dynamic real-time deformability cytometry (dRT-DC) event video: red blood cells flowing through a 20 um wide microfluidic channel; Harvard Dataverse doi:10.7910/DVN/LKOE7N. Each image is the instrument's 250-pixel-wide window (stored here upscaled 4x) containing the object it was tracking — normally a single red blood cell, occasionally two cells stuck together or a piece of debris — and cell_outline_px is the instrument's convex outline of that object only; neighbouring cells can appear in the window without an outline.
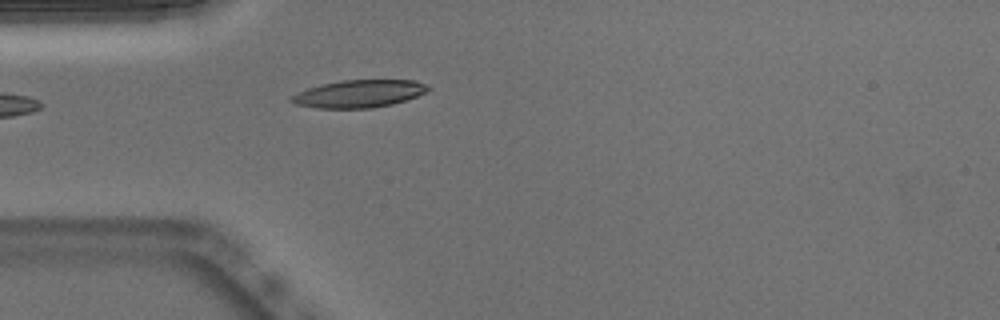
{"species": "Egyptian fruit bat (a non-hibernating species)", "species_latin": "Rousettus aegyptiacus", "temperature_condition": "warm", "stored_images_in_passage": 21, "camera_frame_rate_fps": 3000, "um_per_image_px": 0.085, "animal": {"sex": "male"}, "frame": {"image": 1, "passage_image": 1, "time_ms": 0.0, "image_size_px": [1000, 320], "cell_outline_px": [[432, 88], [416, 96], [392, 104], [372, 108], [316, 108], [296, 104], [288, 100], [296, 92], [308, 88], [324, 84], [344, 80], [416, 80], [428, 84]], "centroid_in_image_um": [30.52, 7.96], "position_along_channel_um": 54.5, "area_um2": 21.85}}